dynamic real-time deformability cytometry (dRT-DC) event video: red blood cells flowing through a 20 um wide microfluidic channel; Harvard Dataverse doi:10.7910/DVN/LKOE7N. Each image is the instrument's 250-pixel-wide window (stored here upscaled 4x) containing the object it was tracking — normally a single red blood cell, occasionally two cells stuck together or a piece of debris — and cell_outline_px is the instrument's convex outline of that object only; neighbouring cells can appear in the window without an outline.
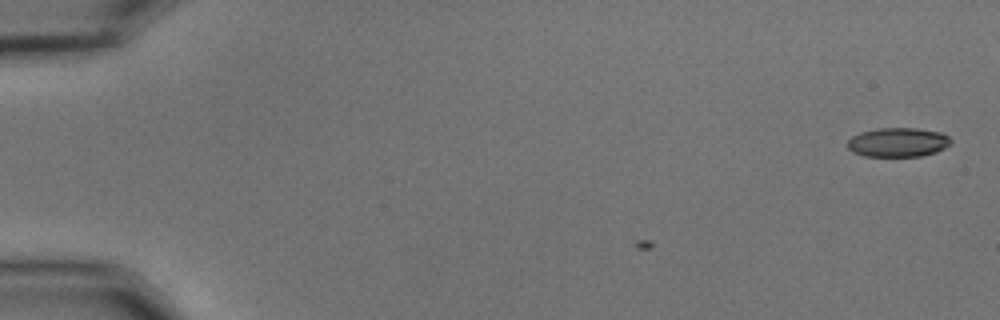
{"species": "common noctule bat (a hibernating species)", "species_latin": "Nyctalus noctula", "temperature_condition": "cold", "stored_images_in_passage": 9, "camera_frame_rate_fps": 3000, "um_per_image_px": 0.085, "animal": {"sex": "male", "body_mass_g": 15.6}, "frame": {"image": 1, "passage_image": 1, "time_ms": 0.0, "image_size_px": [1000, 320], "cell_outline_px": [[952, 144], [936, 152], [920, 156], [864, 156], [852, 152], [848, 148], [848, 140], [852, 136], [860, 132], [876, 128], [916, 128], [940, 132], [948, 136], [952, 140]], "centroid_in_image_um": [76.33, 12.09], "position_along_channel_um": 8.7, "area_um2": 17.69}}